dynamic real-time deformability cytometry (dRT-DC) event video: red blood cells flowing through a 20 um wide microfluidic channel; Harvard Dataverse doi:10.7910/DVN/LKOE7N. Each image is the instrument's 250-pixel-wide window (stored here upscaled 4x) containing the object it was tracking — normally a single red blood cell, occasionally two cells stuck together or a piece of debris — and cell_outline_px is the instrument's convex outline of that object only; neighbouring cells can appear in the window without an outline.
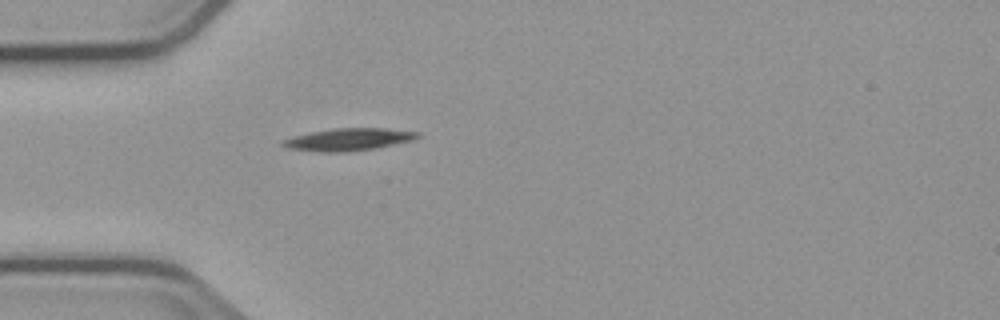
{"species": "common noctule bat (a hibernating species)", "species_latin": "Nyctalus noctula", "temperature_condition": "cold", "stored_images_in_passage": 4, "camera_frame_rate_fps": 3000, "um_per_image_px": 0.085, "animal": {"sex": "male", "body_mass_g": 23.1, "forearm_length_mm": 52.7}, "frame": {"image": 1, "passage_image": 4, "time_ms": 3.667, "image_size_px": [1000, 320], "cell_outline_px": [[420, 136], [412, 140], [372, 148], [336, 152], [320, 152], [288, 148], [280, 144], [284, 140], [296, 136], [312, 132], [332, 128], [384, 128], [420, 132]], "centroid_in_image_um": [29.62, 11.84], "position_along_channel_um": 55.4, "area_um2": 17.05}}